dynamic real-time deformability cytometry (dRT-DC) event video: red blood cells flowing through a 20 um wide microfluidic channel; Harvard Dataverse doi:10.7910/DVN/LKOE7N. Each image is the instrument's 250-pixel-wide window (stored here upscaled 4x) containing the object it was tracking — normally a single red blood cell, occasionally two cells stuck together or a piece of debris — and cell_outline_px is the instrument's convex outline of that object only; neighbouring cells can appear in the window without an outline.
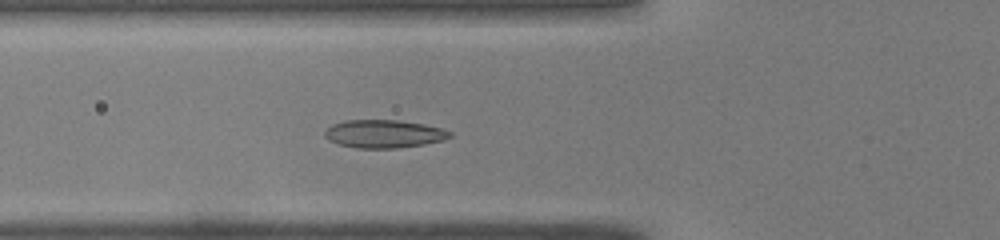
{"species": "common noctule bat (a hibernating species)", "species_latin": "Nyctalus noctula", "temperature_condition": "warm", "stored_images_in_passage": 39, "camera_frame_rate_fps": 3000, "um_per_image_px": 0.085, "animal": {"sex": "male", "body_mass_g": 19.0, "forearm_length_mm": 50.8}, "frame": {"image": 1, "passage_image": 7, "time_ms": 2.0, "image_size_px": [1000, 240], "cell_outline_px": [[452, 136], [444, 140], [424, 144], [400, 148], [356, 148], [340, 144], [328, 140], [324, 136], [324, 132], [332, 124], [344, 120], [396, 120], [424, 124], [440, 128], [452, 132]], "centroid_in_image_um": [32.63, 11.38], "position_along_channel_um": 93.2, "area_um2": 20.46}}
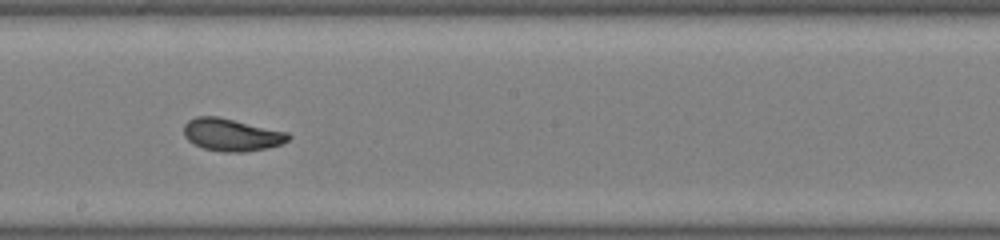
{"frame": {"image": 2, "passage_image": 17, "time_ms": 5.333, "image_size_px": [1000, 240], "cell_outline_px": [[292, 136], [288, 140], [280, 144], [268, 148], [244, 152], [224, 152], [204, 148], [188, 140], [184, 136], [184, 124], [188, 120], [196, 116], [216, 116], [288, 132]], "centroid_in_image_um": [19.68, 11.45], "position_along_channel_um": 228.5, "area_um2": 19.65}}
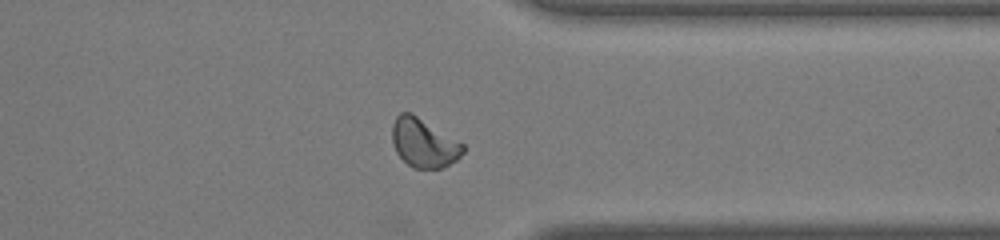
{"frame": {"image": 3, "passage_image": 28, "time_ms": 9.0, "image_size_px": [1000, 240], "cell_outline_px": [[464, 152], [456, 160], [444, 168], [412, 168], [396, 152], [392, 140], [392, 124], [396, 116], [400, 112], [412, 112], [464, 144]], "centroid_in_image_um": [36.01, 12.13], "position_along_channel_um": 375.4, "area_um2": 20.23}, "authors_computed_cell_mechanics": {"area_um2": 19.7676, "velocity_mm_per_s": 4.0702, "shape_relaxation_time_tau1_ms": 4.6883, "shape_relaxation_time_tau2_ms": 0.9537, "deformation_change_tau1": 0.1579, "deformation_change_tau2": 0.0413}}